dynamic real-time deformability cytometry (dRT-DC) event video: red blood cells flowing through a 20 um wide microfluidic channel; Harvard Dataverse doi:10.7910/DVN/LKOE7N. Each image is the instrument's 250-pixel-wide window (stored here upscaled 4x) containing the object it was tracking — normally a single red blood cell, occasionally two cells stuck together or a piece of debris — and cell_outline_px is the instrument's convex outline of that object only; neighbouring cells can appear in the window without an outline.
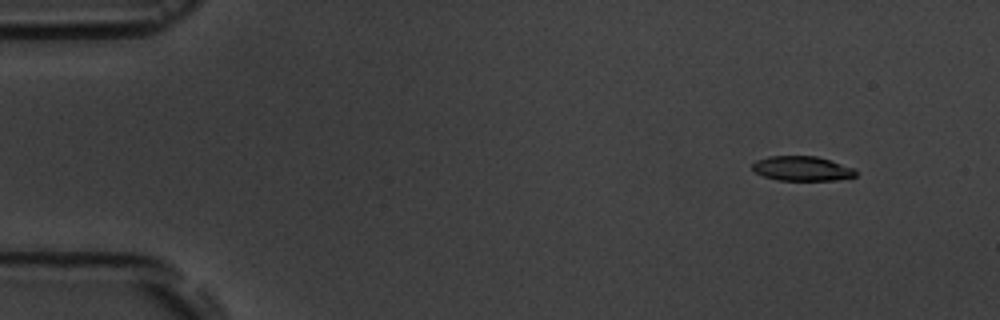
{"species": "common noctule bat (a hibernating species)", "species_latin": "Nyctalus noctula", "temperature_condition": "room temperature", "stored_images_in_passage": 5, "camera_frame_rate_fps": 3000, "um_per_image_px": 0.085, "animal": {"sex": "male", "body_mass_g": 19.5, "forearm_length_mm": 54.6}, "frame": {"image": 1, "passage_image": 2, "time_ms": 1.333, "image_size_px": [1000, 320], "cell_outline_px": [[856, 176], [832, 180], [776, 180], [764, 176], [756, 172], [752, 168], [752, 164], [756, 160], [768, 156], [816, 156], [856, 168]], "centroid_in_image_um": [68.17, 14.32], "position_along_channel_um": 16.8, "area_um2": 14.8}}
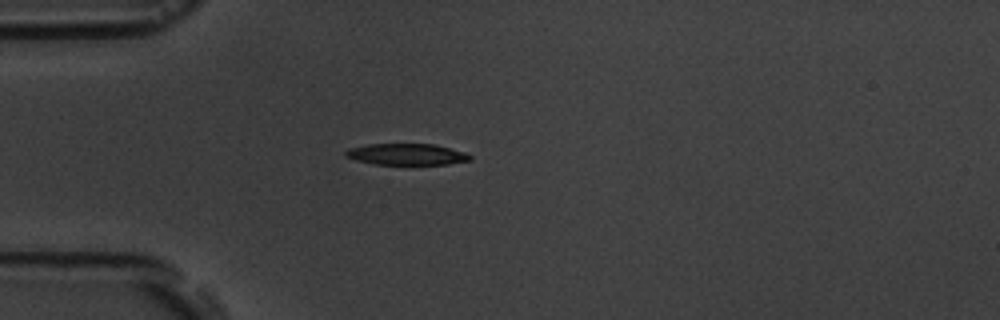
{"frame": {"image": 2, "passage_image": 5, "time_ms": 4.667, "image_size_px": [1000, 320], "cell_outline_px": [[472, 160], [448, 164], [376, 164], [356, 160], [344, 156], [344, 152], [348, 148], [368, 144], [436, 144], [464, 152], [472, 156]], "centroid_in_image_um": [34.56, 13.11], "position_along_channel_um": 50.4, "area_um2": 15.49}}